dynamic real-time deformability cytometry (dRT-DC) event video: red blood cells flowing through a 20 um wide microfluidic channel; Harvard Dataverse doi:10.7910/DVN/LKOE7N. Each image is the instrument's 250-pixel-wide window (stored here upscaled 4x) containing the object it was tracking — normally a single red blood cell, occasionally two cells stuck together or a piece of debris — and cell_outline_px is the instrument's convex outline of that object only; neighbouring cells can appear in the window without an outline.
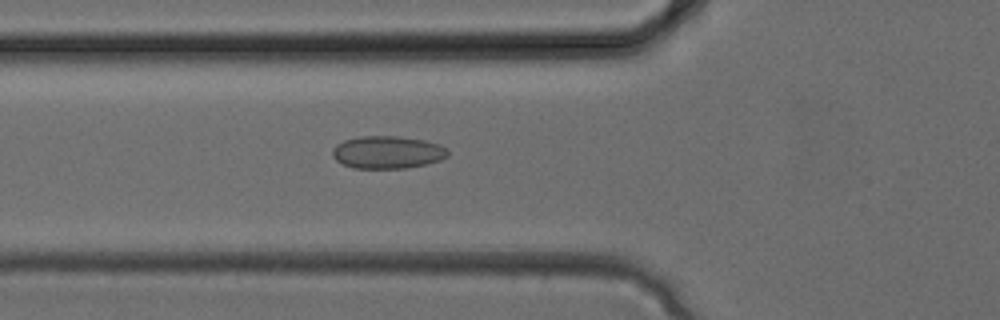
{"species": "common noctule bat (a hibernating species)", "species_latin": "Nyctalus noctula", "temperature_condition": "cold", "stored_images_in_passage": 31, "camera_frame_rate_fps": 3000, "um_per_image_px": 0.085, "animal": {"sex": "female", "body_mass_g": 24.6, "forearm_length_mm": 56.2}, "frame": {"image": 1, "passage_image": 10, "time_ms": 3.0, "image_size_px": [1000, 320], "cell_outline_px": [[448, 156], [440, 160], [428, 164], [404, 168], [352, 168], [336, 160], [332, 156], [332, 148], [336, 144], [344, 140], [360, 136], [396, 136], [424, 140], [440, 144], [448, 148]], "centroid_in_image_um": [32.94, 12.94], "position_along_channel_um": 92.9, "area_um2": 22.08}}
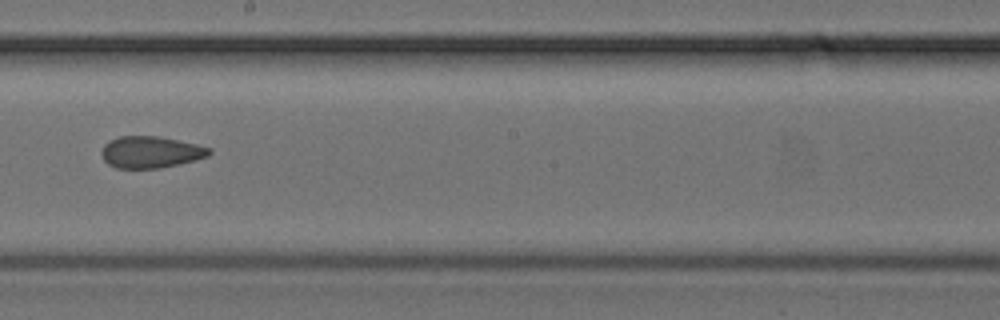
{"frame": {"image": 2, "passage_image": 17, "time_ms": 5.333, "image_size_px": [1000, 320], "cell_outline_px": [[212, 152], [208, 156], [180, 164], [160, 168], [116, 168], [108, 164], [104, 160], [100, 152], [104, 144], [108, 140], [120, 136], [156, 136], [196, 144], [212, 148]], "centroid_in_image_um": [12.79, 12.93], "position_along_channel_um": 235.4, "area_um2": 19.94}}
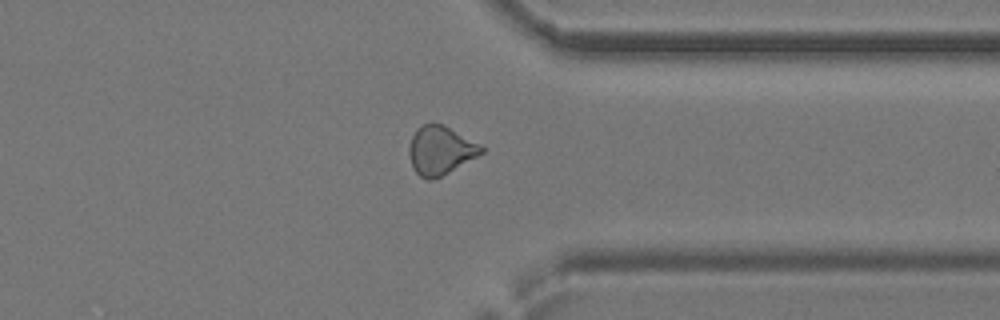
{"frame": {"image": 3, "passage_image": 24, "time_ms": 7.667, "image_size_px": [1000, 320], "cell_outline_px": [[484, 152], [448, 172], [432, 180], [428, 180], [420, 176], [412, 168], [408, 156], [408, 148], [412, 136], [416, 128], [420, 124], [440, 124], [480, 144], [484, 148]], "centroid_in_image_um": [37.38, 12.79], "position_along_channel_um": 374.0, "area_um2": 20.17}}